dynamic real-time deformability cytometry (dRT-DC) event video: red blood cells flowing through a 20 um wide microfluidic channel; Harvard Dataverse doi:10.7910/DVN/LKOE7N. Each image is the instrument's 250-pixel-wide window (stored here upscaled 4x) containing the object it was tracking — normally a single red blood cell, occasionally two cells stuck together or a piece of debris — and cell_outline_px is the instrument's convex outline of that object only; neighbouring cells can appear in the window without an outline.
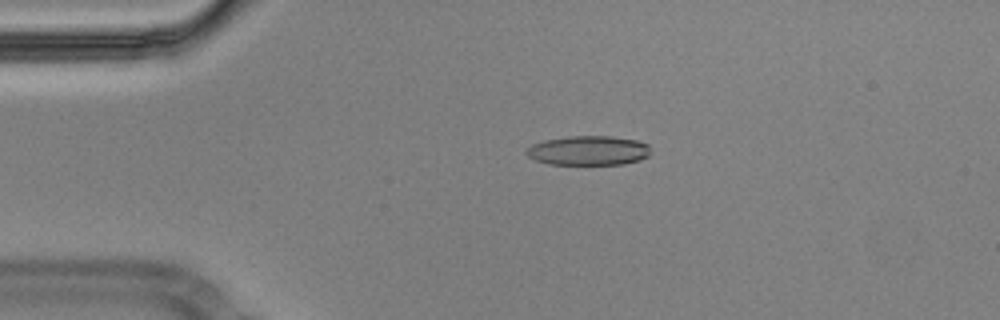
{"species": "Egyptian fruit bat (a non-hibernating species)", "species_latin": "Rousettus aegyptiacus", "temperature_condition": "cold", "stored_images_in_passage": 49, "camera_frame_rate_fps": 3000, "um_per_image_px": 0.085, "animal": {"sex": "male"}, "frame": {"image": 1, "passage_image": 5, "time_ms": 1.333, "image_size_px": [1000, 320], "cell_outline_px": [[648, 156], [640, 160], [624, 164], [548, 164], [536, 160], [528, 156], [524, 152], [532, 144], [544, 140], [568, 136], [612, 136], [636, 140], [648, 144]], "centroid_in_image_um": [50.0, 12.79], "position_along_channel_um": 35.0, "area_um2": 21.27}}
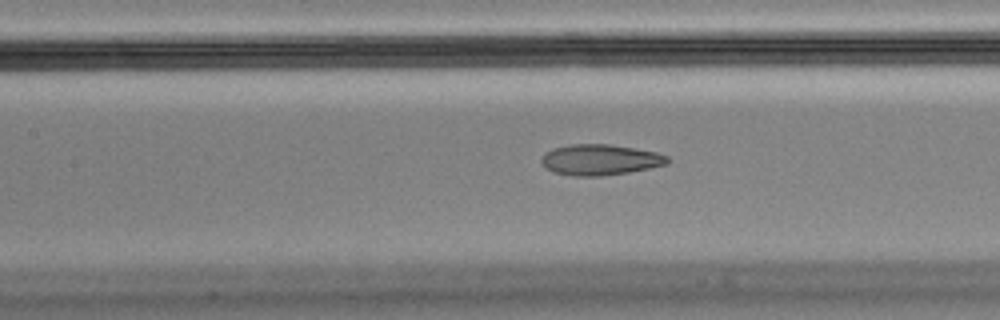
{"frame": {"image": 2, "passage_image": 18, "time_ms": 5.667, "image_size_px": [1000, 320], "cell_outline_px": [[668, 164], [628, 172], [600, 176], [572, 176], [552, 172], [544, 168], [540, 160], [544, 152], [552, 148], [568, 144], [608, 144], [656, 152], [668, 156]], "centroid_in_image_um": [50.93, 13.58], "position_along_channel_um": 156.5, "area_um2": 22.72}}
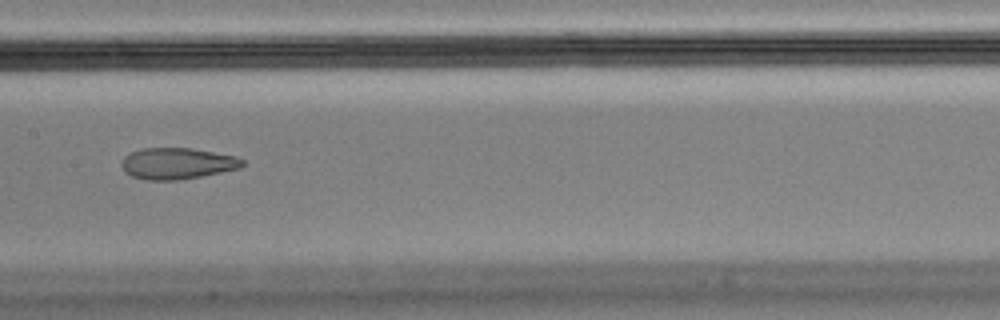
{"frame": {"image": 3, "passage_image": 21, "time_ms": 6.667, "image_size_px": [1000, 320], "cell_outline_px": [[244, 164], [240, 168], [200, 176], [176, 180], [144, 180], [132, 176], [124, 172], [120, 164], [124, 156], [140, 148], [192, 148], [236, 156], [244, 160]], "centroid_in_image_um": [15.03, 13.89], "position_along_channel_um": 192.4, "area_um2": 22.08}, "authors_computed_cell_mechanics": {"area_um2": 23.0044, "velocity_mm_per_s": 3.5937, "shape_relaxation_time_tau1_ms": null, "shape_relaxation_time_tau2_ms": 1.985, "deformation_change_tau1": null, "deformation_change_tau2": 0.0904}}